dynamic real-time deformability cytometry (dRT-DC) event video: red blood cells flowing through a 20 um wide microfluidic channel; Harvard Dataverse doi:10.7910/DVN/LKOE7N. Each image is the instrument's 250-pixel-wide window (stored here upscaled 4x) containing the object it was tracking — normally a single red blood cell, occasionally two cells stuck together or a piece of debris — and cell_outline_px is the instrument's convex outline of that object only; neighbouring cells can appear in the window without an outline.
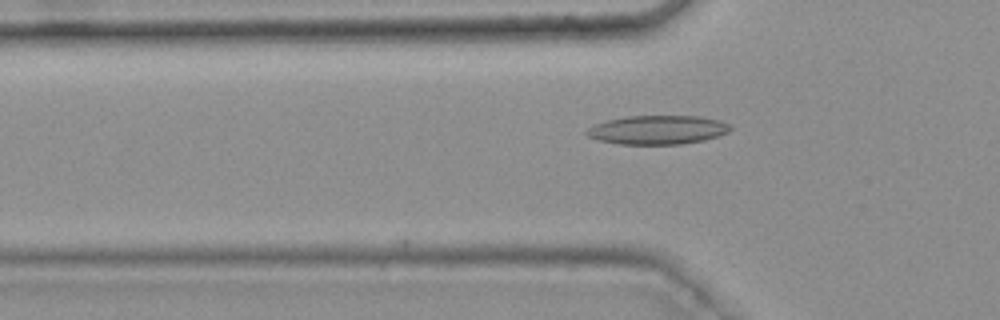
{"species": "common noctule bat (a hibernating species)", "species_latin": "Nyctalus noctula", "temperature_condition": "warm", "stored_images_in_passage": 30, "camera_frame_rate_fps": 3000, "um_per_image_px": 0.085, "animal": {"sex": "female", "body_mass_g": 25.1}, "frame": {"image": 1, "passage_image": 17, "time_ms": 5.333, "image_size_px": [1000, 320], "cell_outline_px": [[732, 128], [728, 132], [704, 140], [680, 144], [620, 144], [600, 140], [588, 136], [584, 132], [588, 128], [604, 120], [628, 116], [700, 116], [720, 120], [728, 124]], "centroid_in_image_um": [55.89, 11.03], "position_along_channel_um": 69.9, "area_um2": 24.1}}
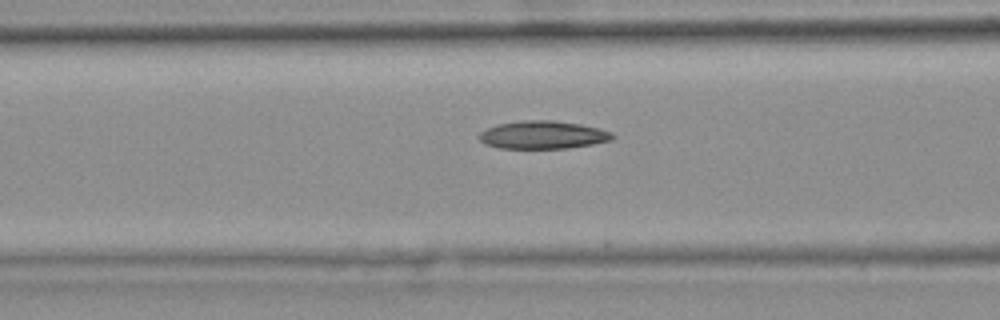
{"frame": {"image": 2, "passage_image": 21, "time_ms": 6.667, "image_size_px": [1000, 320], "cell_outline_px": [[616, 136], [612, 140], [592, 144], [568, 148], [500, 148], [484, 144], [476, 136], [480, 132], [496, 124], [524, 120], [552, 120], [580, 124], [600, 128], [612, 132]], "centroid_in_image_um": [46.14, 11.46], "position_along_channel_um": 120.5, "area_um2": 21.85}}